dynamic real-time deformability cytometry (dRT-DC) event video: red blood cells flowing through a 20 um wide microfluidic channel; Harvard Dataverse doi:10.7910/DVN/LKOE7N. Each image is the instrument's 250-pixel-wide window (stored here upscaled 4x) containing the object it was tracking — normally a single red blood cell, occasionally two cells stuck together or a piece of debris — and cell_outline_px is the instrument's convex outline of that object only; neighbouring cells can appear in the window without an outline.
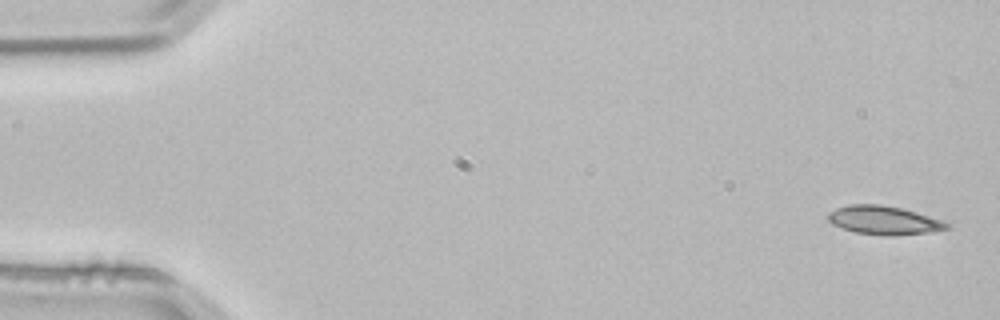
{"species": "common noctule bat (a hibernating species)", "species_latin": "Nyctalus noctula", "temperature_condition": "room temperature", "stored_images_in_passage": 3, "camera_frame_rate_fps": 3000, "um_per_image_px": 0.085, "animal": {"sex": "male", "body_mass_g": 21.5, "forearm_length_mm": 52.0}, "frame": {"image": 1, "passage_image": 1, "time_ms": 0.0, "image_size_px": [1000, 320], "cell_outline_px": [[952, 228], [928, 232], [856, 232], [832, 224], [828, 220], [828, 212], [836, 208], [848, 204], [880, 204], [900, 208], [916, 212], [952, 224]], "centroid_in_image_um": [75.1, 18.65], "position_along_channel_um": 9.9, "area_um2": 18.61}}
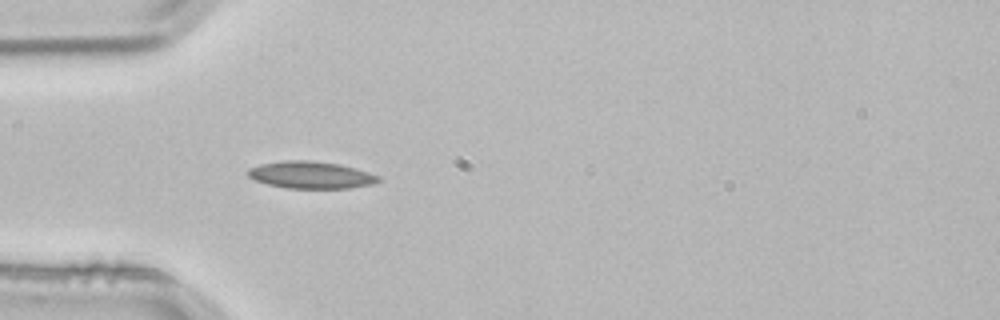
{"frame": {"image": 2, "passage_image": 3, "time_ms": 0.667, "image_size_px": [1000, 320], "cell_outline_px": [[384, 180], [372, 184], [348, 188], [288, 188], [268, 184], [256, 180], [248, 176], [248, 168], [260, 164], [284, 160], [308, 160], [340, 164], [356, 168], [380, 176]], "centroid_in_image_um": [26.46, 14.86], "position_along_channel_um": 58.5, "area_um2": 20.63}}